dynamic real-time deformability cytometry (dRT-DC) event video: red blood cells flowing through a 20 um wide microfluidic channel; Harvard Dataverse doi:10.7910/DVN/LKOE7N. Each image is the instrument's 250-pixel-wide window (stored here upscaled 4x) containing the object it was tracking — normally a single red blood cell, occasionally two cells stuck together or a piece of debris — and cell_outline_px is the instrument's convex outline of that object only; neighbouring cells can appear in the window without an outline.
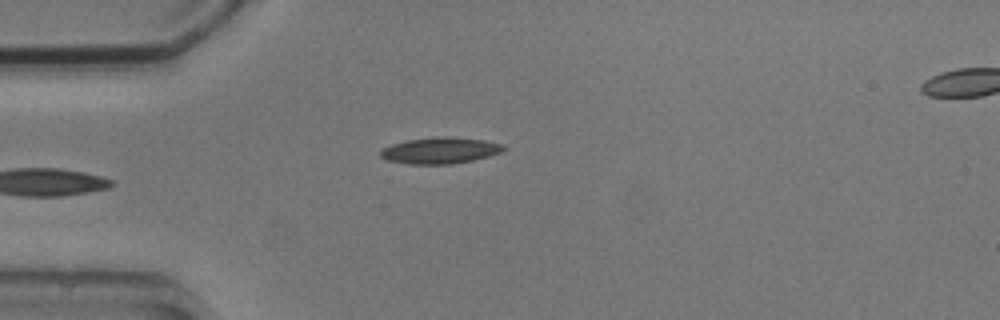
{"species": "common noctule bat (a hibernating species)", "species_latin": "Nyctalus noctula", "temperature_condition": "cold", "stored_images_in_passage": 6, "segment_of_instrument_passage": [1, 2], "camera_frame_rate_fps": 3000, "um_per_image_px": 0.085, "animal": {"sex": "male", "body_mass_g": 20.5, "forearm_length_mm": 52.5}, "frame": {"image": 1, "passage_image": 5, "time_ms": 5.333, "image_size_px": [1000, 320], "cell_outline_px": [[508, 148], [500, 152], [488, 156], [472, 160], [452, 164], [408, 164], [388, 160], [380, 156], [380, 152], [384, 148], [392, 144], [408, 140], [436, 136], [448, 136], [484, 140], [504, 144]], "centroid_in_image_um": [37.44, 12.78], "position_along_channel_um": 47.6, "area_um2": 18.84}}